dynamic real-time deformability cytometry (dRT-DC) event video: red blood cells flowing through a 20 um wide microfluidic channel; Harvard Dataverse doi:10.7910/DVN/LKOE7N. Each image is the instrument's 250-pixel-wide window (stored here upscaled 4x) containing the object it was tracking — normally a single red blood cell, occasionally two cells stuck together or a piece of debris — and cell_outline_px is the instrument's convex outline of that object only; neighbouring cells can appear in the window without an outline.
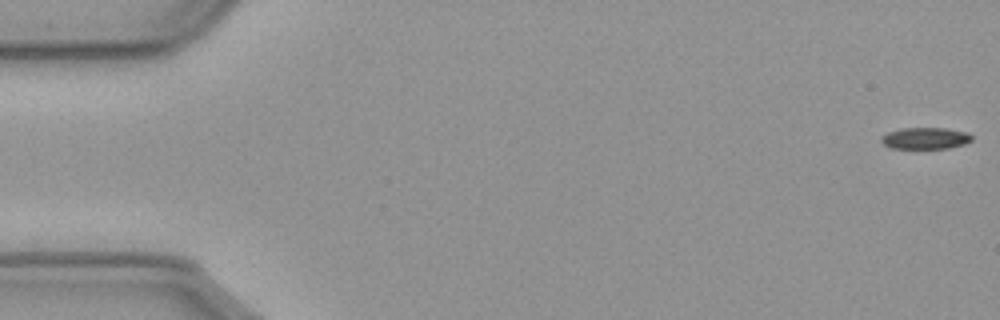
{"species": "common noctule bat (a hibernating species)", "species_latin": "Nyctalus noctula", "temperature_condition": "cold", "stored_images_in_passage": 57, "camera_frame_rate_fps": 3000, "um_per_image_px": 0.085, "animal": {"sex": "male", "body_mass_g": 23.1, "forearm_length_mm": 52.7}, "frame": {"image": 1, "passage_image": 1, "time_ms": 0.0, "image_size_px": [1000, 320], "cell_outline_px": [[972, 140], [964, 144], [948, 148], [892, 148], [884, 144], [880, 140], [880, 136], [888, 132], [900, 128], [944, 128], [968, 132], [972, 136]], "centroid_in_image_um": [78.64, 11.74], "position_along_channel_um": 6.4, "area_um2": 11.39}}
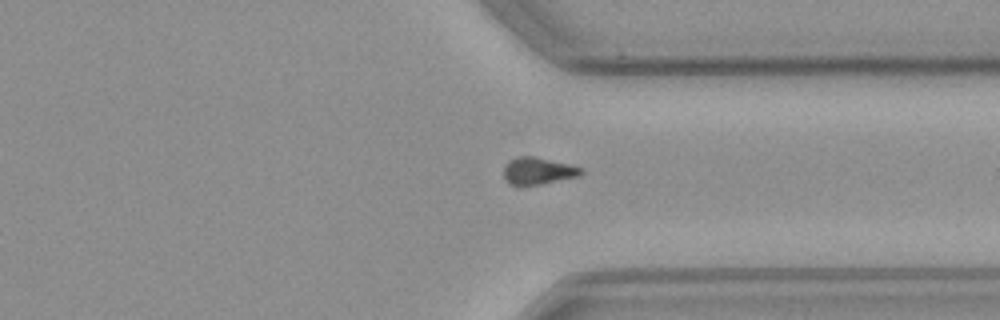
{"frame": {"image": 2, "passage_image": 43, "time_ms": 14.0, "image_size_px": [1000, 320], "cell_outline_px": [[584, 172], [580, 176], [540, 184], [508, 184], [504, 180], [504, 164], [508, 160], [516, 156], [536, 156], [572, 164], [584, 168]], "centroid_in_image_um": [45.76, 14.49], "position_along_channel_um": 365.6, "area_um2": 12.48}}
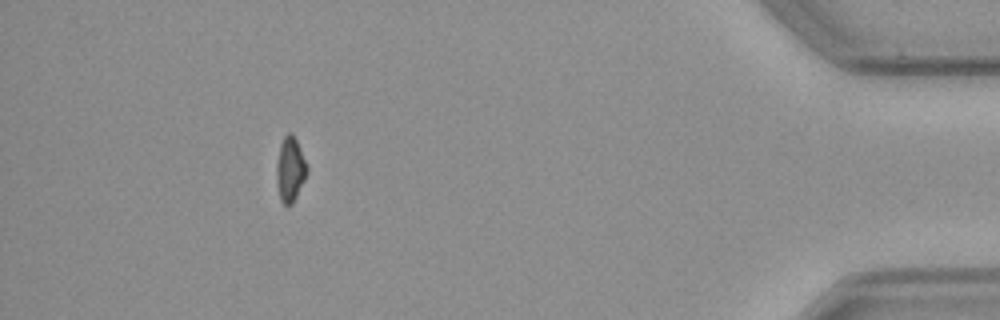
{"frame": {"image": 3, "passage_image": 52, "time_ms": 17.0, "image_size_px": [1000, 320], "cell_outline_px": [[308, 172], [292, 204], [284, 204], [280, 200], [276, 180], [276, 164], [280, 144], [284, 136], [288, 132], [292, 132], [300, 148], [308, 168]], "centroid_in_image_um": [24.65, 14.37], "position_along_channel_um": 410.5, "area_um2": 11.44}, "authors_computed_cell_mechanics": {"area_um2": 12.6582, "velocity_mm_per_s": 3.5994, "shape_relaxation_time_tau1_ms": 4.0537, "shape_relaxation_time_tau2_ms": null, "deformation_change_tau1": 0.0998, "deformation_change_tau2": null}}